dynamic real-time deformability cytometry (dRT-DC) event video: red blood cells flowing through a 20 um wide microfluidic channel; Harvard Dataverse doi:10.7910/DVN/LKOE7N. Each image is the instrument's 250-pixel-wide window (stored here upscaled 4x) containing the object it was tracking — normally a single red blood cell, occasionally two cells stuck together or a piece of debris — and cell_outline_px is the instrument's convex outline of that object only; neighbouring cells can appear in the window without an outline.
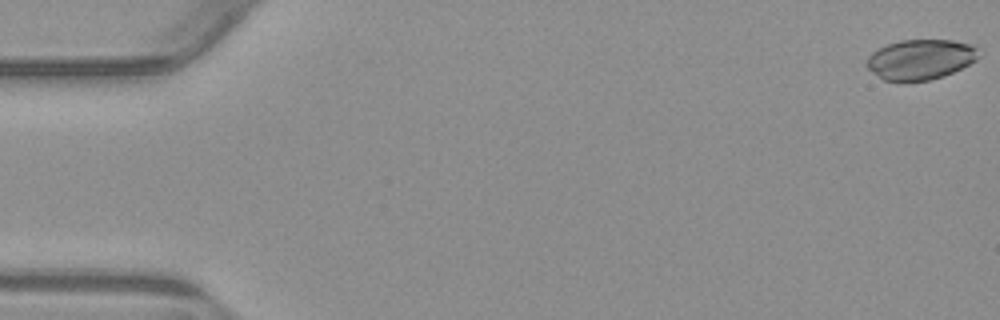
{"species": "common noctule bat (a hibernating species)", "species_latin": "Nyctalus noctula", "temperature_condition": "warm", "stored_images_in_passage": 55, "camera_frame_rate_fps": 3000, "um_per_image_px": 0.085, "animal": {"sex": "male", "body_mass_g": 23.1, "forearm_length_mm": 52.7}, "frame": {"image": 1, "passage_image": 1, "time_ms": 0.0, "image_size_px": [1000, 320], "cell_outline_px": [[980, 56], [976, 60], [944, 76], [928, 80], [908, 84], [904, 84], [884, 80], [872, 72], [864, 64], [868, 56], [872, 52], [888, 44], [900, 40], [952, 40], [972, 44], [976, 48]], "centroid_in_image_um": [78.2, 5.08], "position_along_channel_um": 6.8, "area_um2": 26.65}}
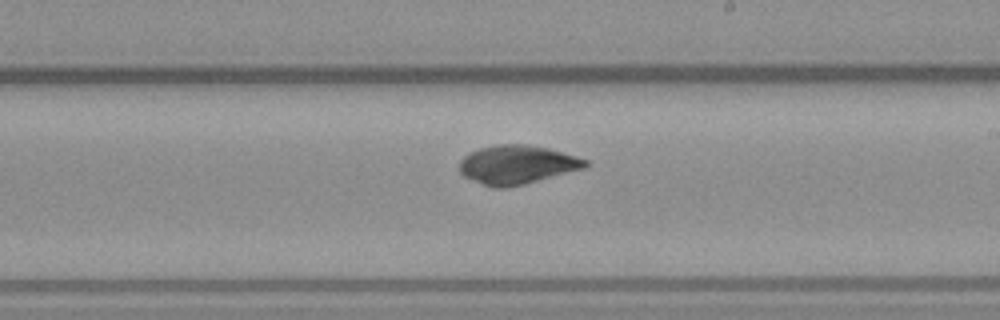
{"frame": {"image": 2, "passage_image": 32, "time_ms": 10.333, "image_size_px": [1000, 320], "cell_outline_px": [[588, 164], [584, 168], [524, 184], [504, 188], [492, 188], [464, 176], [460, 172], [460, 160], [468, 152], [480, 148], [500, 144], [528, 144], [548, 148], [576, 156], [588, 160]], "centroid_in_image_um": [43.93, 13.99], "position_along_channel_um": 245.1, "area_um2": 28.32}}
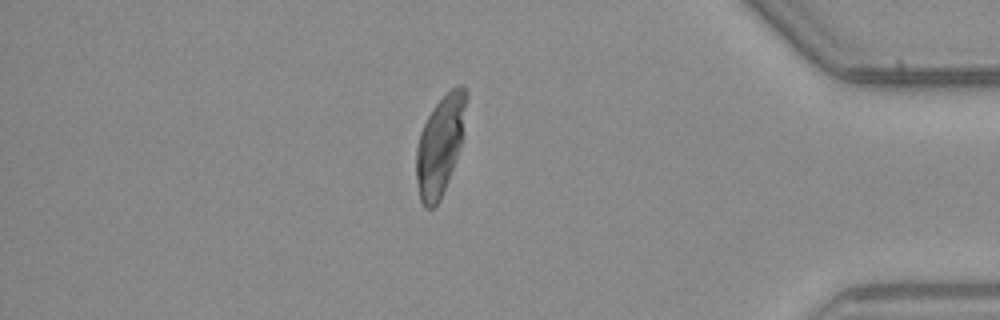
{"frame": {"image": 3, "passage_image": 47, "time_ms": 15.333, "image_size_px": [1000, 320], "cell_outline_px": [[468, 96], [460, 144], [452, 168], [440, 200], [432, 208], [424, 208], [420, 200], [416, 180], [416, 148], [420, 132], [432, 108], [456, 84], [464, 84], [468, 92]], "centroid_in_image_um": [37.39, 12.32], "position_along_channel_um": 397.8, "area_um2": 28.61}, "authors_computed_cell_mechanics": {"area_um2": 28.5532, "velocity_mm_per_s": 3.8204, "shape_relaxation_time_tau1_ms": 8.8232, "shape_relaxation_time_tau2_ms": 1.1161, "deformation_change_tau1": 0.3173, "deformation_change_tau2": 0.04}}